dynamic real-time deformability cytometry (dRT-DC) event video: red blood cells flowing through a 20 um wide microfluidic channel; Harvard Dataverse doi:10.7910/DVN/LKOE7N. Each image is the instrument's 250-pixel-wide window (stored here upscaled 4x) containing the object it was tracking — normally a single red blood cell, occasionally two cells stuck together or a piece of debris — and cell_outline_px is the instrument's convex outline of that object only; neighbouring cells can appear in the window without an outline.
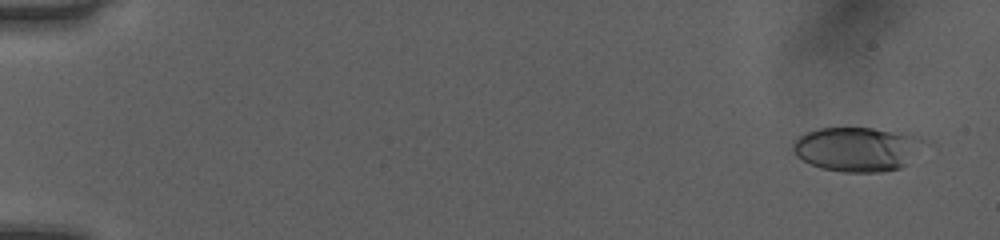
{"species": "human", "species_latin": "Homo sapiens", "temperature_condition": "room temperature", "stored_images_in_passage": 52, "camera_frame_rate_fps": 3000, "um_per_image_px": 0.085, "donor": {"sex": "female"}, "frame": {"image": 1, "passage_image": 3, "time_ms": 0.667, "image_size_px": [1000, 240], "cell_outline_px": [[924, 140], [904, 164], [900, 168], [880, 172], [844, 172], [820, 168], [796, 156], [792, 148], [792, 144], [796, 136], [804, 132], [820, 128], [872, 128], [912, 132], [920, 136]], "centroid_in_image_um": [72.79, 12.64], "position_along_channel_um": 12.2, "area_um2": 33.81}}
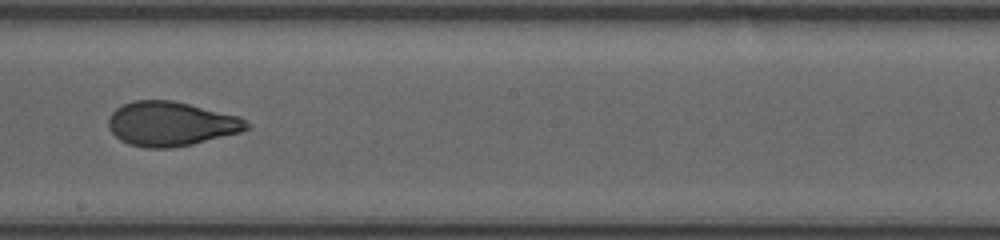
{"frame": {"image": 2, "passage_image": 31, "time_ms": 10.0, "image_size_px": [1000, 240], "cell_outline_px": [[252, 124], [248, 128], [240, 132], [192, 144], [172, 148], [148, 148], [128, 144], [120, 140], [108, 128], [108, 116], [116, 108], [132, 100], [172, 100], [240, 116]], "centroid_in_image_um": [14.52, 10.52], "position_along_channel_um": 233.7, "area_um2": 35.84}}
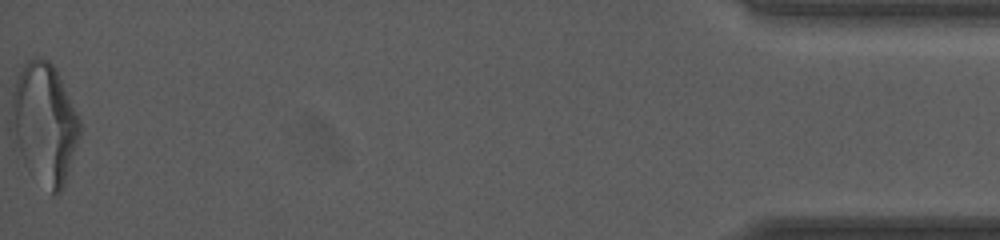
{"frame": {"image": 3, "passage_image": 52, "time_ms": 17.0, "image_size_px": [1000, 240], "cell_outline_px": [[80, 132], [64, 188], [56, 196], [52, 196], [24, 160], [20, 152], [16, 136], [12, 104], [12, 92], [16, 80], [24, 64], [28, 60], [36, 56], [40, 56], [48, 60], [56, 68], [80, 116]], "centroid_in_image_um": [3.85, 10.44], "position_along_channel_um": 431.3, "area_um2": 46.99}, "authors_computed_cell_mechanics": {"area_um2": 35.7204, "velocity_mm_per_s": 4.0746, "shape_relaxation_time_tau1_ms": 5.0325, "shape_relaxation_time_tau2_ms": 1.2273, "deformation_change_tau1": 0.1878, "deformation_change_tau2": 0.073}}